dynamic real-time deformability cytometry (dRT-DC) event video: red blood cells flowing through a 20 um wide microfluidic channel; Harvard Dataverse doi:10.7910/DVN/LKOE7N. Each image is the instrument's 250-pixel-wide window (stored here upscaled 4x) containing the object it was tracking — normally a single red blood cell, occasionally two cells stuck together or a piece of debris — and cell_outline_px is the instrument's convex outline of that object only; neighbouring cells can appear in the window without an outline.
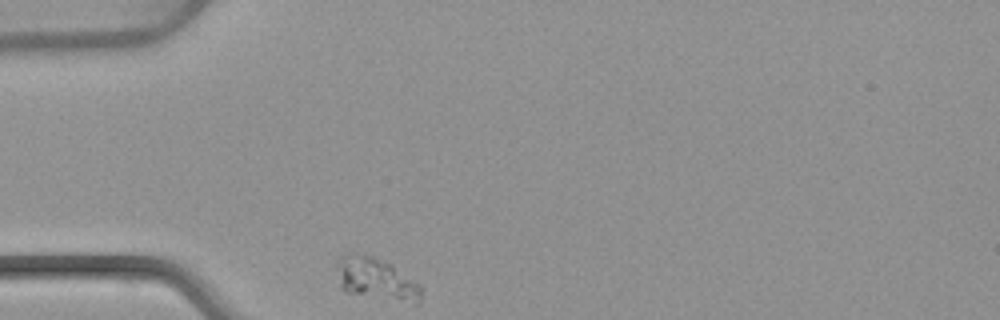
{"species": "common noctule bat (a hibernating species)", "species_latin": "Nyctalus noctula", "temperature_condition": "warm", "stored_images_in_passage": 30, "camera_frame_rate_fps": 3000, "um_per_image_px": 0.085, "animal": {"sex": "female", "body_mass_g": 22.7, "forearm_length_mm": 54.2}, "frame": {"image": 1, "passage_image": 1, "time_ms": 0.0, "image_size_px": [1000, 320], "cell_outline_px": [[420, 304], [416, 304], [348, 292], [340, 284], [340, 256], [344, 252], [356, 252], [372, 256], [392, 264], [420, 284]], "centroid_in_image_um": [32.04, 23.69], "position_along_channel_um": 53.0, "area_um2": 20.29}}
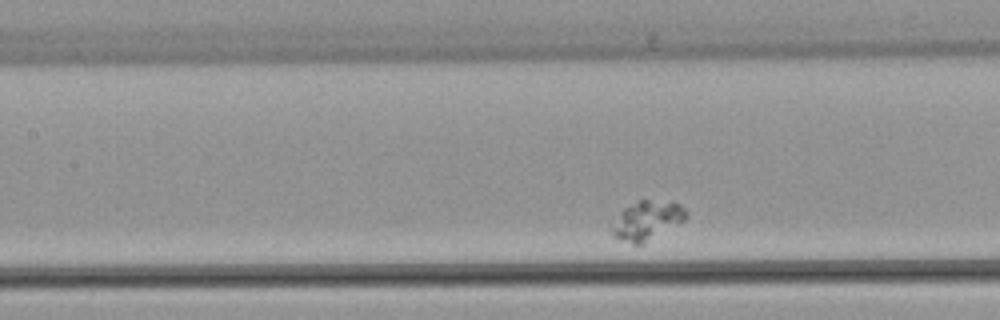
{"frame": {"image": 2, "passage_image": 11, "time_ms": 3.333, "image_size_px": [1000, 320], "cell_outline_px": [[688, 216], [684, 220], [644, 244], [632, 244], [620, 240], [612, 236], [612, 228], [620, 212], [624, 208], [640, 200], [648, 200], [680, 204], [688, 212]], "centroid_in_image_um": [55.0, 18.76], "position_along_channel_um": 152.4, "area_um2": 16.59}}
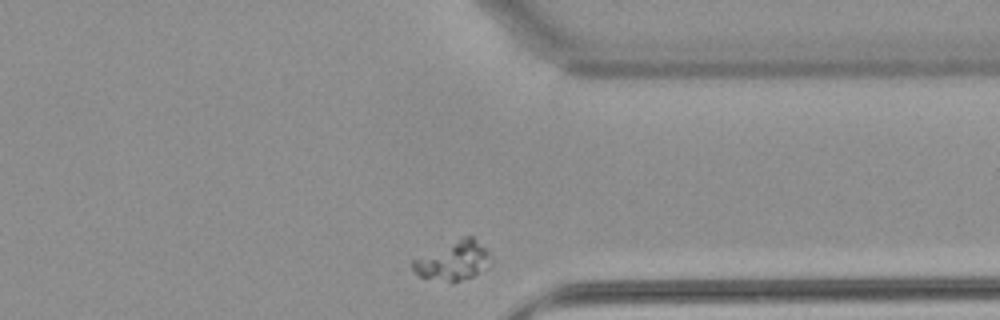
{"frame": {"image": 3, "passage_image": 30, "time_ms": 9.667, "image_size_px": [1000, 320], "cell_outline_px": [[492, 264], [472, 276], [452, 284], [420, 276], [412, 268], [412, 260], [464, 236], [472, 236], [488, 248], [492, 260]], "centroid_in_image_um": [38.59, 22.18], "position_along_channel_um": 372.8, "area_um2": 17.8}}